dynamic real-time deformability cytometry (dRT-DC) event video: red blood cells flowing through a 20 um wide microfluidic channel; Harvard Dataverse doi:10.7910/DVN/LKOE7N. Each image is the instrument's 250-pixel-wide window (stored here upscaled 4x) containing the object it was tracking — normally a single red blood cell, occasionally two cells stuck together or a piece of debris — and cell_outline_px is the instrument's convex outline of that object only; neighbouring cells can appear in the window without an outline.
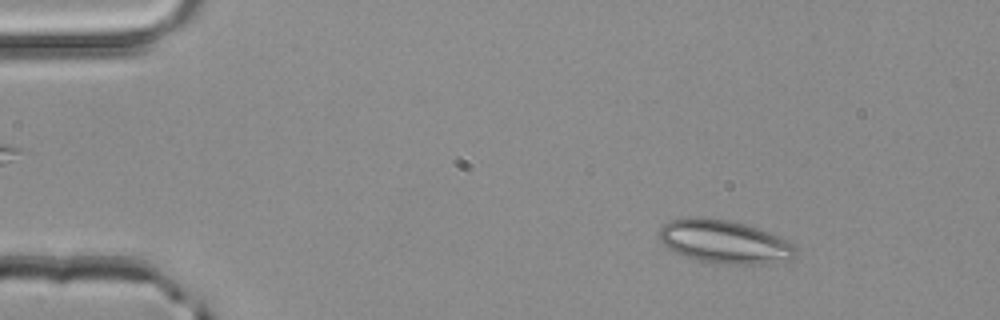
{"species": "common noctule bat (a hibernating species)", "species_latin": "Nyctalus noctula", "temperature_condition": "room temperature", "stored_images_in_passage": 46, "camera_frame_rate_fps": 3000, "um_per_image_px": 0.085, "animal": {"sex": "male", "body_mass_g": 20.4}, "frame": {"image": 1, "passage_image": 2, "time_ms": 0.333, "image_size_px": [1000, 320], "cell_outline_px": [[796, 256], [792, 260], [772, 264], [732, 264], [700, 260], [684, 256], [668, 248], [660, 240], [660, 228], [664, 224], [672, 220], [728, 220], [744, 224], [768, 232], [788, 240], [796, 248]], "centroid_in_image_um": [61.68, 20.6], "position_along_channel_um": 23.3, "area_um2": 33.47}}
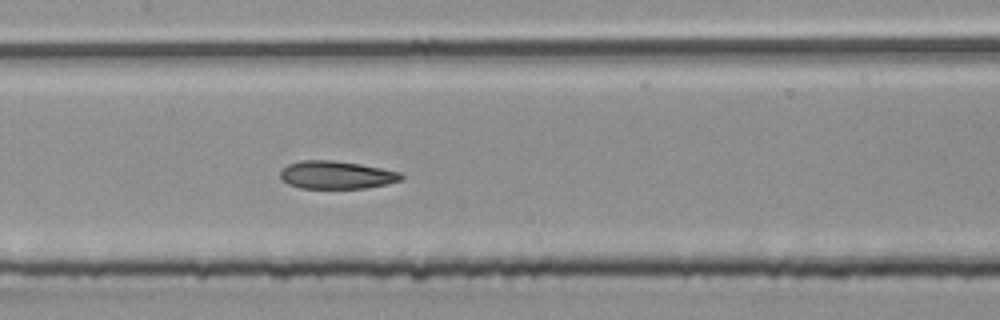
{"frame": {"image": 2, "passage_image": 20, "time_ms": 6.333, "image_size_px": [1000, 320], "cell_outline_px": [[404, 176], [400, 180], [388, 184], [364, 188], [300, 188], [288, 184], [280, 180], [280, 172], [288, 164], [300, 160], [336, 160], [360, 164], [400, 172]], "centroid_in_image_um": [28.57, 14.87], "position_along_channel_um": 178.8, "area_um2": 19.71}}
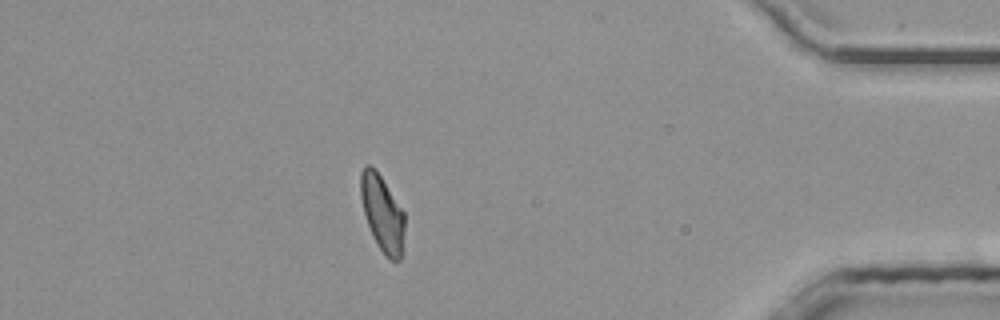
{"frame": {"image": 3, "passage_image": 40, "time_ms": 13.0, "image_size_px": [1000, 320], "cell_outline_px": [[404, 232], [400, 260], [388, 260], [372, 236], [364, 212], [360, 196], [360, 172], [368, 164], [376, 168], [404, 212]], "centroid_in_image_um": [32.48, 18.1], "position_along_channel_um": 402.7, "area_um2": 19.42}, "authors_computed_cell_mechanics": {"area_um2": 20.2589, "velocity_mm_per_s": 4.0424, "shape_relaxation_time_tau1_ms": null, "shape_relaxation_time_tau2_ms": 2.3019, "deformation_change_tau1": null, "deformation_change_tau2": 0.075}}